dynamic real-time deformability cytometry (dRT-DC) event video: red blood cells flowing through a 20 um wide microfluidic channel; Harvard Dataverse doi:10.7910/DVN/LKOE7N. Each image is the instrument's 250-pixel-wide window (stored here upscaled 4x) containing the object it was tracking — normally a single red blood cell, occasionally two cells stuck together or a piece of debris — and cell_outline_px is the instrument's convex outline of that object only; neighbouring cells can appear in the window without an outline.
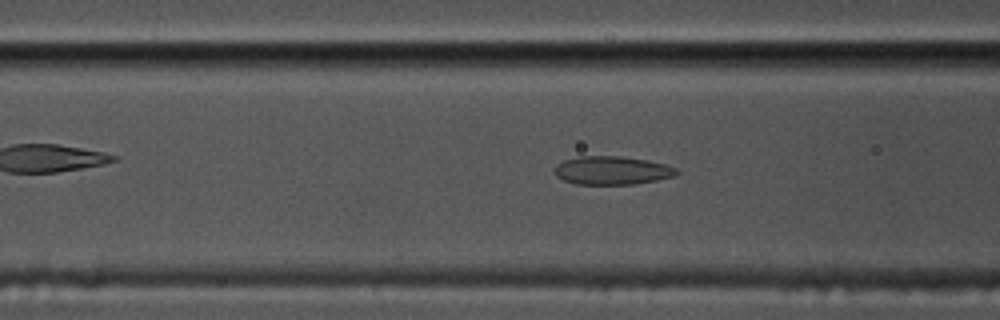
{"species": "common noctule bat (a hibernating species)", "species_latin": "Nyctalus noctula", "temperature_condition": "cold", "stored_images_in_passage": 40, "camera_frame_rate_fps": 3000, "um_per_image_px": 0.085, "animal": {"sex": "male", "body_mass_g": 17.5, "forearm_length_mm": 52.3}, "frame": {"image": 1, "passage_image": 12, "time_ms": 3.667, "image_size_px": [1000, 320], "cell_outline_px": [[680, 172], [676, 176], [656, 180], [632, 184], [576, 184], [564, 180], [556, 176], [556, 164], [564, 160], [580, 156], [620, 156], [648, 160], [664, 164], [676, 168]], "centroid_in_image_um": [52.04, 14.48], "position_along_channel_um": 114.6, "area_um2": 20.11}}
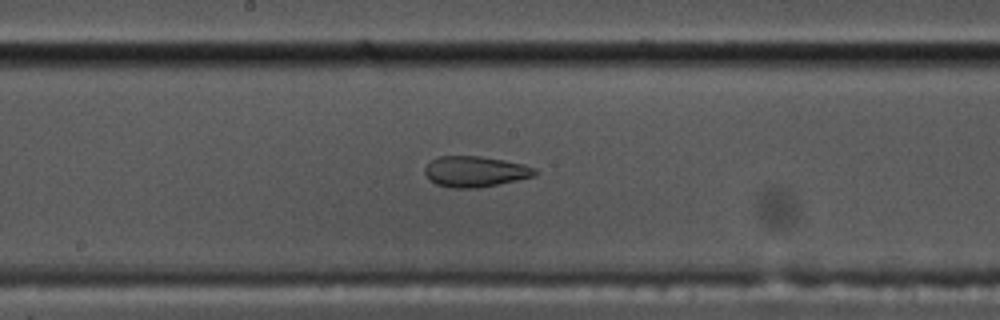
{"frame": {"image": 2, "passage_image": 20, "time_ms": 6.333, "image_size_px": [1000, 320], "cell_outline_px": [[540, 172], [536, 176], [480, 188], [452, 188], [436, 184], [428, 180], [424, 172], [424, 168], [436, 156], [480, 156], [504, 160], [524, 164], [536, 168]], "centroid_in_image_um": [40.41, 14.58], "position_along_channel_um": 207.8, "area_um2": 20.06}}
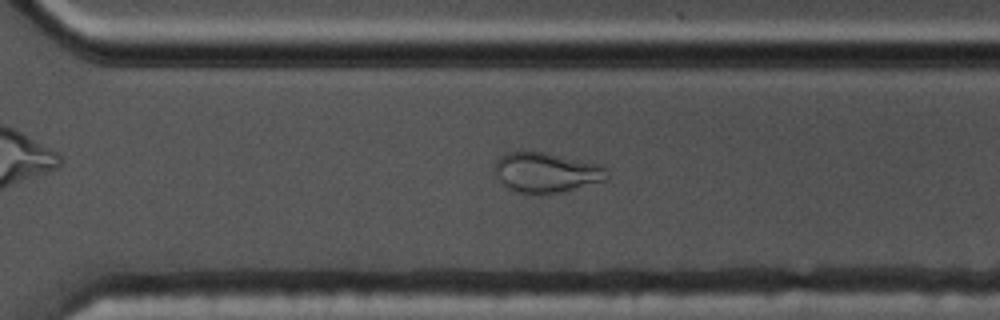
{"frame": {"image": 3, "passage_image": 30, "time_ms": 9.667, "image_size_px": [1000, 320], "cell_outline_px": [[608, 176], [604, 180], [560, 192], [516, 192], [508, 188], [500, 180], [496, 172], [496, 160], [500, 156], [508, 152], [548, 152], [604, 164]], "centroid_in_image_um": [46.48, 14.62], "position_along_channel_um": 324.1, "area_um2": 25.78}, "authors_computed_cell_mechanics": {"area_um2": 21.0103, "velocity_mm_per_s": 3.4938, "shape_relaxation_time_tau1_ms": null, "shape_relaxation_time_tau2_ms": 1.5184, "deformation_change_tau1": null, "deformation_change_tau2": 0.0697}}